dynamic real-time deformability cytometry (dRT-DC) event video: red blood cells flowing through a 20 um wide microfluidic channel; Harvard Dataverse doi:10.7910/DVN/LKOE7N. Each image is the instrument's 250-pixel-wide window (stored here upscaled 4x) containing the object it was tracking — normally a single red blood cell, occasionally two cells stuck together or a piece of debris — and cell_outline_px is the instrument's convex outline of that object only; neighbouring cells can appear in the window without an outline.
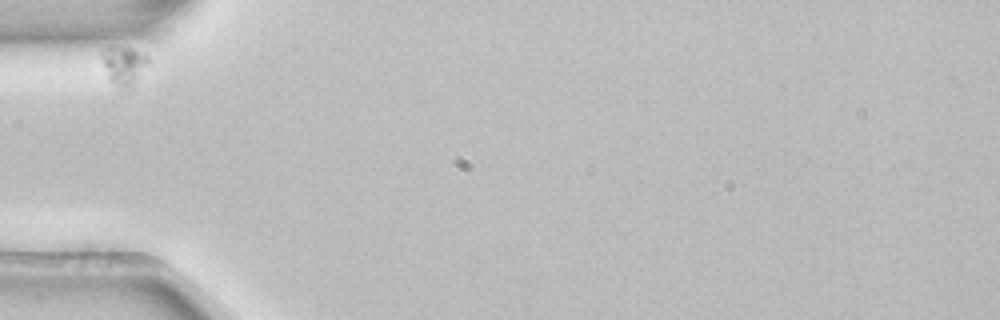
{"species": "common noctule bat (a hibernating species)", "species_latin": "Nyctalus noctula", "temperature_condition": "room temperature", "stored_images_in_passage": 7, "camera_frame_rate_fps": 3000, "um_per_image_px": 0.085, "animal": {"sex": "female", "body_mass_g": 22.7, "forearm_length_mm": 54.2}, "frame": {"image": 1, "passage_image": 1, "time_ms": 0.0, "image_size_px": [1000, 320], "cell_outline_px": [[148, 60], [132, 88], [128, 92], [124, 92], [112, 84], [108, 80], [100, 52], [108, 48], [132, 48], [148, 56]], "centroid_in_image_um": [10.49, 5.65], "position_along_channel_um": 74.5, "area_um2": 10.4}}
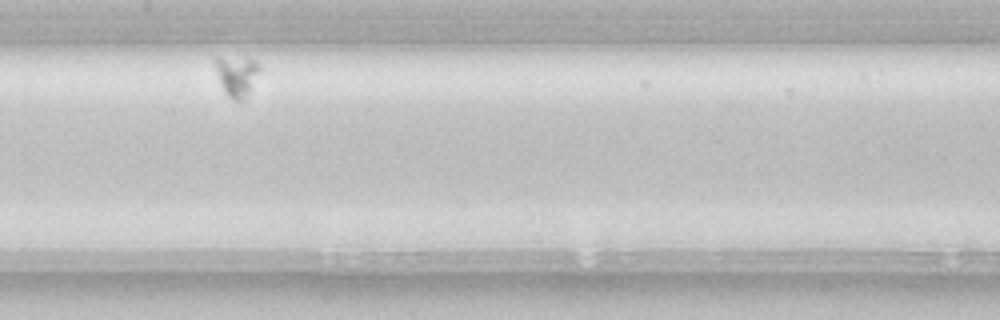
{"frame": {"image": 2, "passage_image": 4, "time_ms": 1.0, "image_size_px": [1000, 320], "cell_outline_px": [[260, 68], [244, 100], [232, 100], [224, 92], [220, 84], [216, 72], [216, 56], [220, 56], [256, 60], [260, 64]], "centroid_in_image_um": [20.09, 6.43], "position_along_channel_um": 187.3, "area_um2": 10.23}}